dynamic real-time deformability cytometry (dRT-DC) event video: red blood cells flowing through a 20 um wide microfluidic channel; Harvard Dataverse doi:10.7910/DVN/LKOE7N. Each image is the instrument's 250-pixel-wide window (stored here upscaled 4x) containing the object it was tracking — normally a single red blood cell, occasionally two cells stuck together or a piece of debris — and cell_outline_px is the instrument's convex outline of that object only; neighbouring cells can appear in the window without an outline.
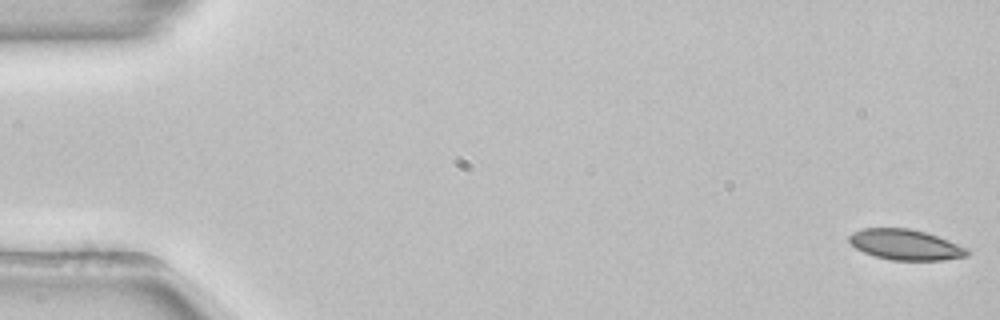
{"species": "common noctule bat (a hibernating species)", "species_latin": "Nyctalus noctula", "temperature_condition": "room temperature", "stored_images_in_passage": 53, "camera_frame_rate_fps": 3000, "um_per_image_px": 0.085, "animal": {"sex": "female", "body_mass_g": 22.7, "forearm_length_mm": 54.2}, "frame": {"image": 1, "passage_image": 1, "time_ms": 0.0, "image_size_px": [1000, 320], "cell_outline_px": [[968, 256], [944, 260], [892, 260], [876, 256], [864, 252], [856, 248], [848, 240], [848, 236], [852, 232], [864, 228], [908, 228], [924, 232], [948, 240], [968, 248]], "centroid_in_image_um": [76.96, 20.8], "position_along_channel_um": 8.0, "area_um2": 20.87}}
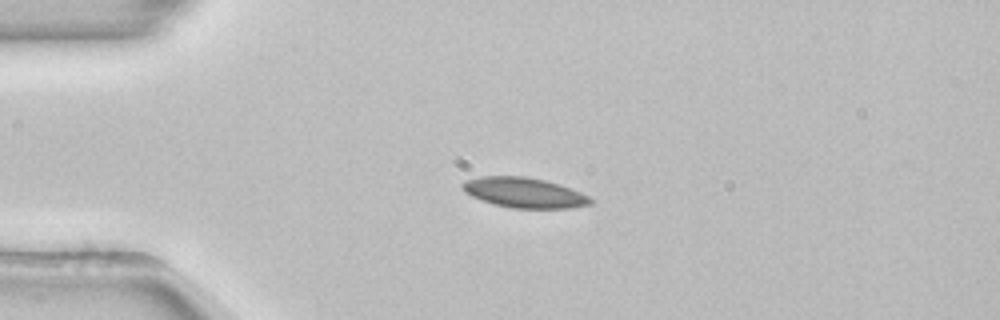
{"frame": {"image": 2, "passage_image": 13, "time_ms": 4.0, "image_size_px": [1000, 320], "cell_outline_px": [[592, 204], [568, 208], [512, 208], [492, 204], [480, 200], [464, 192], [460, 184], [464, 180], [480, 176], [524, 176], [544, 180], [560, 184], [580, 192], [588, 196], [592, 200]], "centroid_in_image_um": [44.5, 16.37], "position_along_channel_um": 40.5, "area_um2": 22.6}}
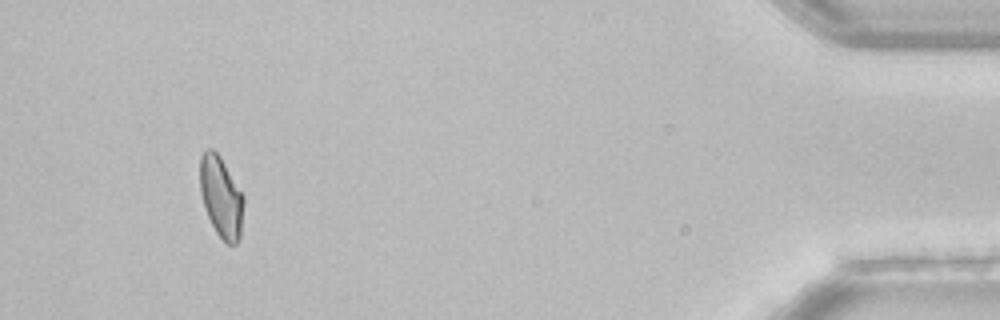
{"frame": {"image": 3, "passage_image": 50, "time_ms": 16.333, "image_size_px": [1000, 320], "cell_outline_px": [[244, 204], [240, 240], [236, 244], [228, 244], [216, 232], [208, 216], [200, 192], [200, 156], [208, 148], [212, 148], [220, 156], [244, 196]], "centroid_in_image_um": [18.81, 16.74], "position_along_channel_um": 416.4, "area_um2": 20.52}}